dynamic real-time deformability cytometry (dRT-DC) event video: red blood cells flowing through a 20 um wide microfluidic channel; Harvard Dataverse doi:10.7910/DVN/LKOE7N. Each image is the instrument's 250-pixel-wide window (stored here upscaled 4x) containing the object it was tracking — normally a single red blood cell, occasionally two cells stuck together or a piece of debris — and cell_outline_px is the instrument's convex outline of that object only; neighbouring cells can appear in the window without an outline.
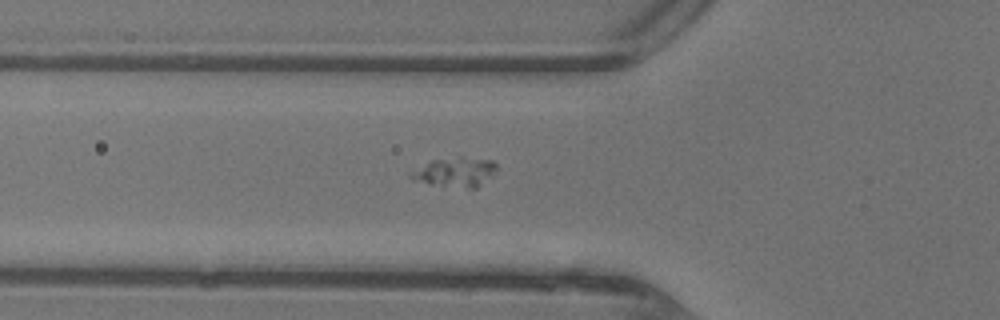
{"species": "common noctule bat (a hibernating species)", "species_latin": "Nyctalus noctula", "temperature_condition": "warm", "stored_images_in_passage": 48, "camera_frame_rate_fps": 3000, "um_per_image_px": 0.085, "animal": {"sex": "female"}, "frame": {"image": 1, "passage_image": 19, "time_ms": 6.0, "image_size_px": [1000, 320], "cell_outline_px": [[496, 168], [476, 188], [468, 188], [428, 184], [412, 180], [408, 176], [432, 160], [460, 156], [492, 160], [496, 164]], "centroid_in_image_um": [38.68, 14.62], "position_along_channel_um": 87.1, "area_um2": 14.22}}
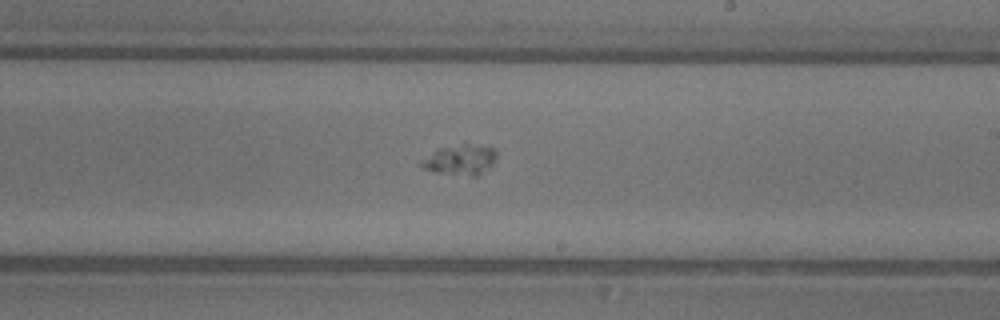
{"frame": {"image": 2, "passage_image": 30, "time_ms": 9.667, "image_size_px": [1000, 320], "cell_outline_px": [[496, 156], [492, 164], [476, 176], [472, 176], [436, 172], [424, 168], [420, 164], [420, 160], [436, 148], [464, 140], [496, 148]], "centroid_in_image_um": [39.11, 13.49], "position_along_channel_um": 249.9, "area_um2": 13.93}}
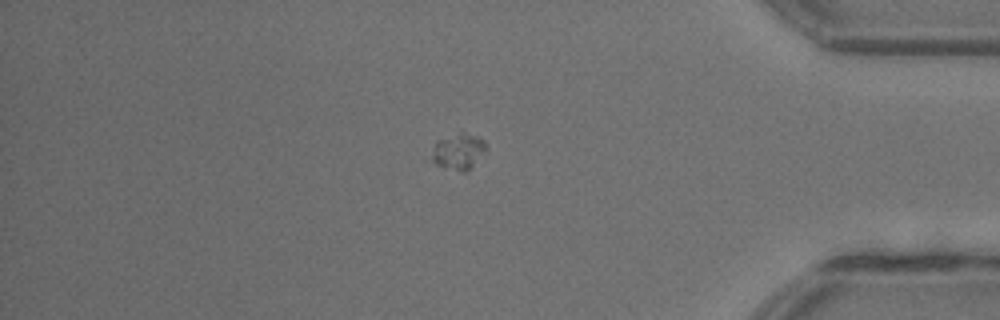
{"frame": {"image": 3, "passage_image": 42, "time_ms": 13.667, "image_size_px": [1000, 320], "cell_outline_px": [[484, 148], [472, 164], [464, 172], [460, 172], [444, 168], [436, 164], [432, 160], [432, 156], [436, 140], [460, 132], [476, 136], [484, 140]], "centroid_in_image_um": [38.88, 12.87], "position_along_channel_um": 396.3, "area_um2": 10.81}}